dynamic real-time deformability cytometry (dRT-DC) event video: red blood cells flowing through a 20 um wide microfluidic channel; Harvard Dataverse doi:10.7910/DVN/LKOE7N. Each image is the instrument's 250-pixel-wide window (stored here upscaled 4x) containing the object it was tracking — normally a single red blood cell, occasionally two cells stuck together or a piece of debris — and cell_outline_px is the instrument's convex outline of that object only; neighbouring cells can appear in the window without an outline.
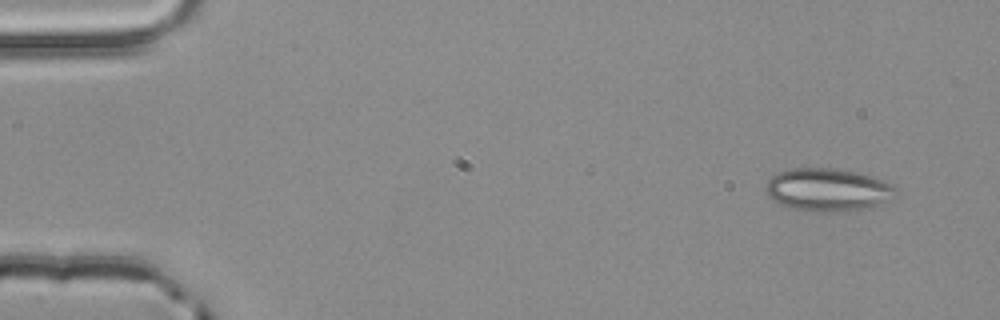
{"species": "common noctule bat (a hibernating species)", "species_latin": "Nyctalus noctula", "temperature_condition": "room temperature", "stored_images_in_passage": 3, "camera_frame_rate_fps": 3000, "um_per_image_px": 0.085, "animal": {"sex": "male", "body_mass_g": 20.4}, "frame": {"image": 1, "passage_image": 1, "time_ms": 0.0, "image_size_px": [1000, 320], "cell_outline_px": [[900, 192], [892, 200], [860, 208], [832, 212], [820, 212], [788, 208], [772, 200], [768, 196], [764, 188], [768, 180], [772, 176], [780, 172], [792, 168], [832, 168], [860, 172], [884, 180], [892, 184]], "centroid_in_image_um": [70.37, 16.12], "position_along_channel_um": 14.6, "area_um2": 32.66}}